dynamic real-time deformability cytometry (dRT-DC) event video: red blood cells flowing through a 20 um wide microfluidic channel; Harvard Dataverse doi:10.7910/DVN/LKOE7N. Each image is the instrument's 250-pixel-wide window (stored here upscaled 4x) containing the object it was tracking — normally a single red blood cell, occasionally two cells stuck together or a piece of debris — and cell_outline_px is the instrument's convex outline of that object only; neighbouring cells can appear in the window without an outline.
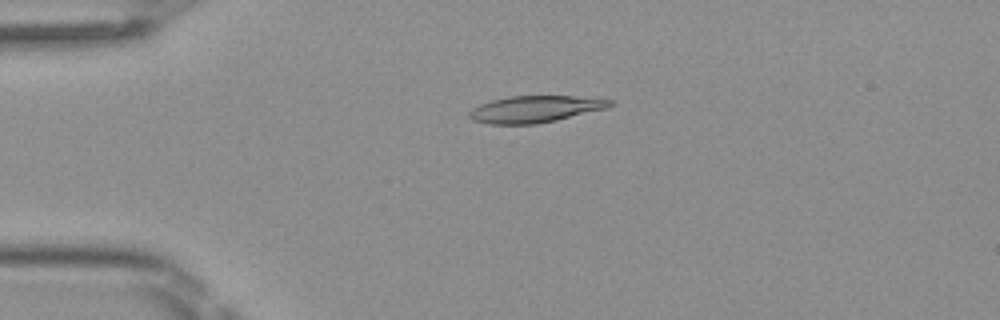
{"species": "Egyptian fruit bat (a non-hibernating species)", "species_latin": "Rousettus aegyptiacus", "temperature_condition": "room temperature", "stored_images_in_passage": 50, "camera_frame_rate_fps": 3000, "um_per_image_px": 0.085, "frame": {"image": 1, "passage_image": 12, "time_ms": 3.667, "image_size_px": [1000, 320], "cell_outline_px": [[612, 104], [608, 108], [556, 120], [536, 124], [488, 124], [472, 120], [468, 116], [468, 112], [472, 108], [480, 104], [492, 100], [508, 96], [572, 96], [612, 100]], "centroid_in_image_um": [45.43, 9.28], "position_along_channel_um": 39.6, "area_um2": 21.85}}
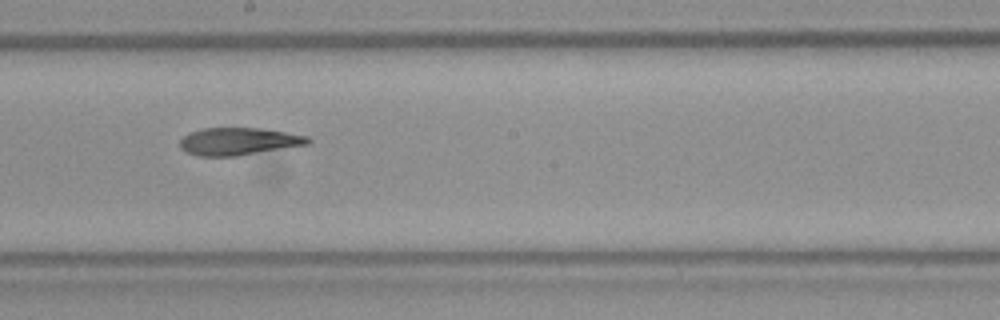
{"frame": {"image": 2, "passage_image": 28, "time_ms": 9.0, "image_size_px": [1000, 320], "cell_outline_px": [[312, 140], [308, 144], [236, 156], [200, 156], [184, 152], [180, 148], [180, 140], [184, 136], [192, 132], [204, 128], [260, 128], [308, 136]], "centroid_in_image_um": [20.26, 12.02], "position_along_channel_um": 227.9, "area_um2": 20.29}}
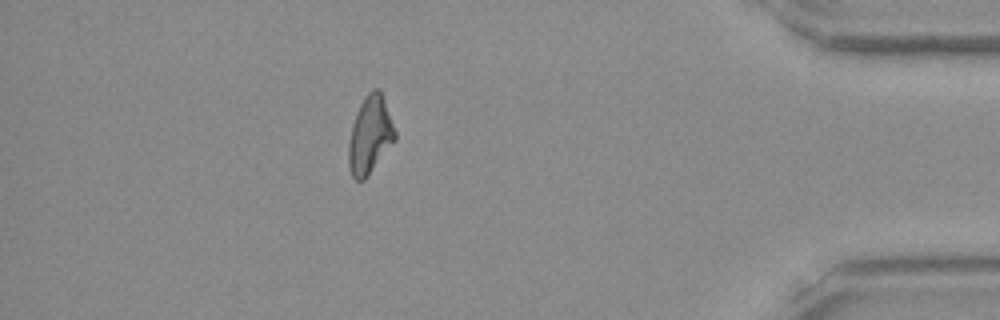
{"frame": {"image": 3, "passage_image": 44, "time_ms": 14.333, "image_size_px": [1000, 320], "cell_outline_px": [[396, 140], [368, 176], [364, 180], [356, 180], [352, 176], [348, 164], [348, 144], [352, 124], [356, 112], [364, 96], [372, 88], [380, 88], [396, 132]], "centroid_in_image_um": [31.45, 11.47], "position_along_channel_um": 403.8, "area_um2": 21.15}, "authors_computed_cell_mechanics": {"area_um2": 21.4438, "velocity_mm_per_s": 4.1081, "shape_relaxation_time_tau1_ms": 6.6735, "shape_relaxation_time_tau2_ms": 8.5248, "deformation_change_tau1": 0.2054, "deformation_change_tau2": 0.1624}}